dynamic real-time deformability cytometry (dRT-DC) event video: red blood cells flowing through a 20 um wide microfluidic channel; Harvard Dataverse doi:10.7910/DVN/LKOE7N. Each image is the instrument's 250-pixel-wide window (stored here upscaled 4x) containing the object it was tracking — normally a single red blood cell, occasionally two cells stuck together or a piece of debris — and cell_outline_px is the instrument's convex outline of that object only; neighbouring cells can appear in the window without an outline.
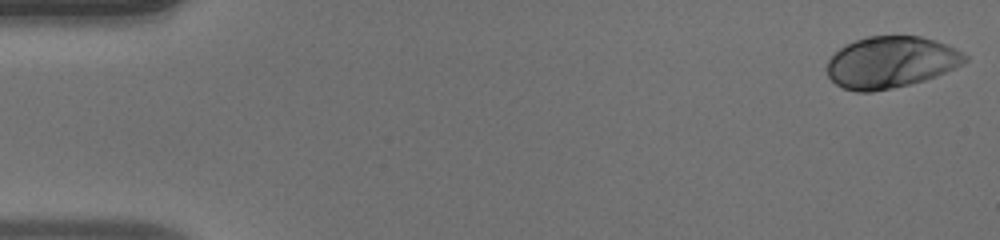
{"species": "human", "species_latin": "Homo sapiens", "temperature_condition": "warm", "stored_images_in_passage": 50, "camera_frame_rate_fps": 3000, "um_per_image_px": 0.085, "donor": {"sex": "male"}, "frame": {"image": 1, "passage_image": 1, "time_ms": 0.0, "image_size_px": [1000, 240], "cell_outline_px": [[968, 60], [956, 68], [936, 76], [912, 84], [872, 92], [856, 92], [844, 88], [836, 84], [828, 76], [828, 60], [844, 44], [868, 36], [920, 36], [936, 40], [956, 48], [968, 56]], "centroid_in_image_um": [75.75, 5.29], "position_along_channel_um": 9.3, "area_um2": 41.56}}
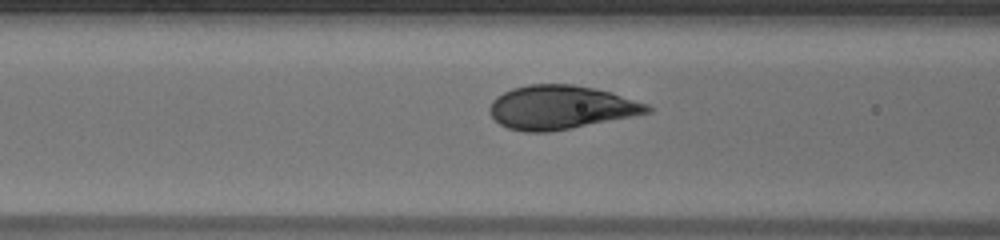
{"frame": {"image": 2, "passage_image": 20, "time_ms": 6.333, "image_size_px": [1000, 240], "cell_outline_px": [[652, 112], [636, 116], [572, 128], [548, 132], [524, 132], [508, 128], [500, 124], [488, 112], [488, 108], [492, 100], [496, 96], [512, 88], [528, 84], [572, 84], [612, 92], [648, 104], [652, 108]], "centroid_in_image_um": [47.67, 9.13], "position_along_channel_um": 118.9, "area_um2": 40.46}}
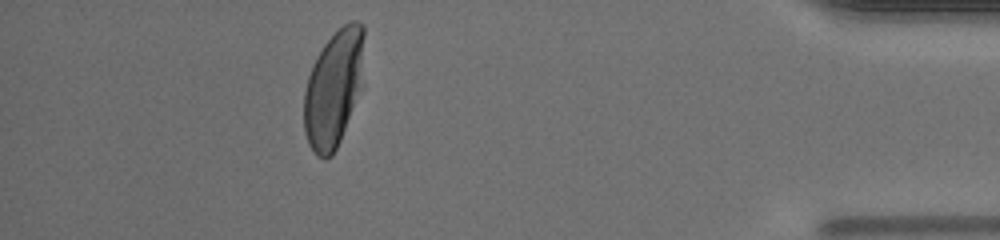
{"frame": {"image": 3, "passage_image": 45, "time_ms": 14.667, "image_size_px": [1000, 240], "cell_outline_px": [[364, 84], [340, 140], [332, 156], [324, 160], [316, 156], [308, 144], [304, 132], [304, 92], [308, 76], [312, 64], [316, 56], [324, 44], [344, 24], [352, 20], [356, 20], [364, 24]], "centroid_in_image_um": [28.38, 7.52], "position_along_channel_um": 406.8, "area_um2": 41.79}, "authors_computed_cell_mechanics": {"area_um2": 41.0669, "velocity_mm_per_s": 4.0506, "shape_relaxation_time_tau1_ms": 2.7773, "shape_relaxation_time_tau2_ms": null, "deformation_change_tau1": 0.1857, "deformation_change_tau2": null}}